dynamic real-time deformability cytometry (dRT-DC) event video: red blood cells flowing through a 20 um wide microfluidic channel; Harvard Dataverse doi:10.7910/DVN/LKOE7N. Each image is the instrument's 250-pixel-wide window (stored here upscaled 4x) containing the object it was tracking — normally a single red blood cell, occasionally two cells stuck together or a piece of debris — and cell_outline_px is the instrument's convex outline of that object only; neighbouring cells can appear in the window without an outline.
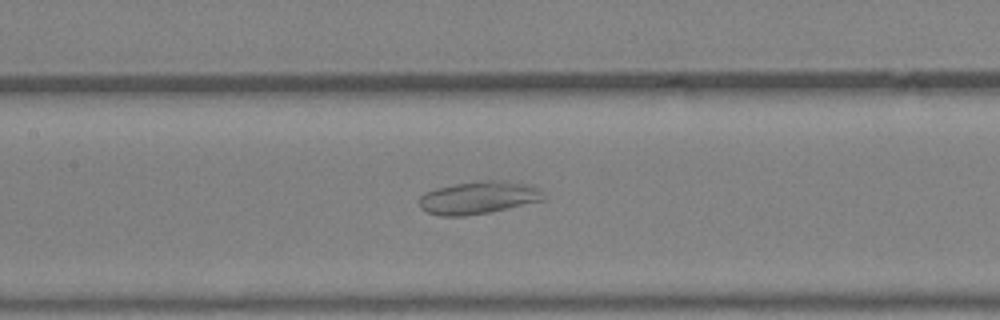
{"species": "Egyptian fruit bat (a non-hibernating species)", "species_latin": "Rousettus aegyptiacus", "temperature_condition": "warm", "stored_images_in_passage": 34, "camera_frame_rate_fps": 3000, "um_per_image_px": 0.085, "animal": {"sex": "female"}, "frame": {"image": 1, "passage_image": 19, "time_ms": 6.0, "image_size_px": [1000, 320], "cell_outline_px": [[548, 196], [544, 200], [488, 212], [464, 216], [440, 216], [428, 212], [420, 208], [420, 196], [424, 192], [436, 188], [452, 184], [480, 180], [500, 180], [532, 184], [540, 188]], "centroid_in_image_um": [40.71, 16.78], "position_along_channel_um": 166.7, "area_um2": 23.99}}
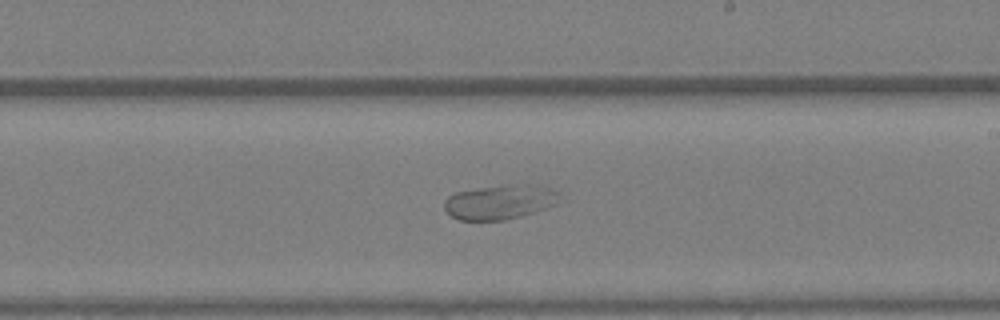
{"frame": {"image": 2, "passage_image": 24, "time_ms": 7.667, "image_size_px": [1000, 320], "cell_outline_px": [[560, 192], [556, 204], [520, 216], [504, 220], [460, 220], [452, 216], [444, 208], [444, 200], [448, 196], [456, 192], [476, 188], [548, 188]], "centroid_in_image_um": [42.38, 17.24], "position_along_channel_um": 246.6, "area_um2": 21.68}}
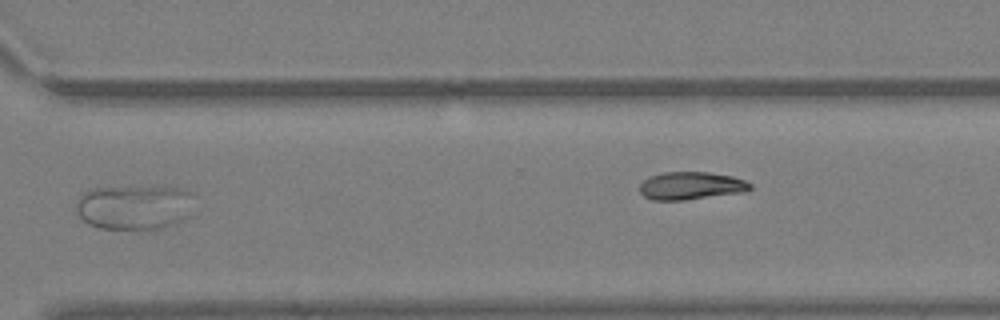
{"frame": {"image": 3, "passage_image": 31, "time_ms": 10.0, "image_size_px": [1000, 320], "cell_outline_px": [[196, 196], [188, 216], [176, 224], [148, 232], [100, 228], [88, 224], [76, 212], [76, 200], [84, 192], [96, 188], [184, 188], [192, 192]], "centroid_in_image_um": [11.46, 17.66], "position_along_channel_um": 359.1, "area_um2": 31.44}}